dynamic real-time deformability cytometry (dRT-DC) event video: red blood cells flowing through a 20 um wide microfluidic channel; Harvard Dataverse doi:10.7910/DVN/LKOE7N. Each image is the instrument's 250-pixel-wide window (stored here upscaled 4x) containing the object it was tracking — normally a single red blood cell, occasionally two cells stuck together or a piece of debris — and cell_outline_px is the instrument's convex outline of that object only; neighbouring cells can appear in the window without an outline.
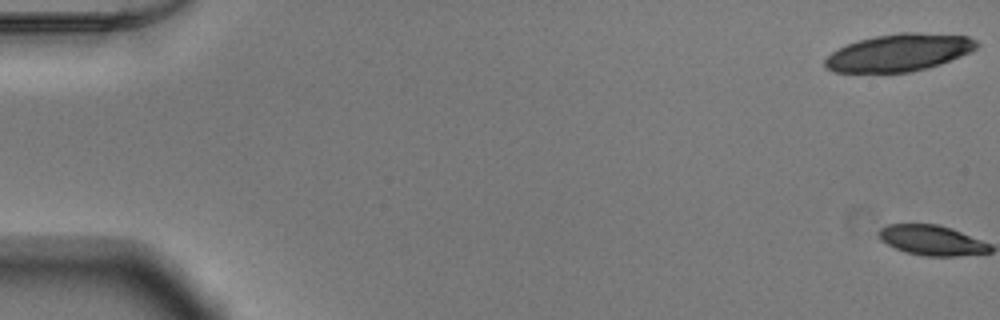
{"species": "Egyptian fruit bat (a non-hibernating species)", "species_latin": "Rousettus aegyptiacus", "temperature_condition": "warm", "stored_images_in_passage": 2, "camera_frame_rate_fps": 3000, "um_per_image_px": 0.085, "animal": {"sex": "male"}, "frame": {"image": 1, "passage_image": 1, "time_ms": 0.0, "image_size_px": [1000, 320], "cell_outline_px": [[980, 44], [976, 48], [960, 56], [940, 64], [928, 68], [912, 72], [832, 72], [824, 68], [824, 60], [832, 52], [848, 44], [860, 40], [876, 36], [900, 32], [916, 32], [968, 36], [976, 40]], "centroid_in_image_um": [76.41, 4.47], "position_along_channel_um": 8.6, "area_um2": 32.89}}